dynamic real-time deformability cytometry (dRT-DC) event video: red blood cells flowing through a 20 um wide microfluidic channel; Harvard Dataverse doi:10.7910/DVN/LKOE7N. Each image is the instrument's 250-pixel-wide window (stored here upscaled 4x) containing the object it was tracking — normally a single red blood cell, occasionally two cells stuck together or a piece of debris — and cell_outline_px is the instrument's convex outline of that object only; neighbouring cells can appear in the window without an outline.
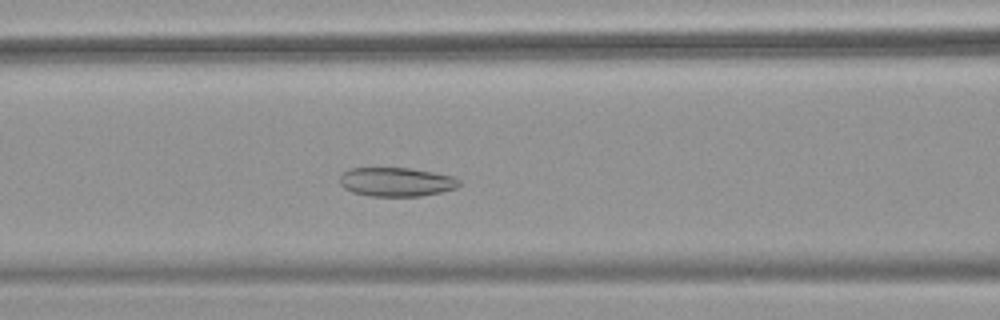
{"species": "common noctule bat (a hibernating species)", "species_latin": "Nyctalus noctula", "temperature_condition": "warm", "stored_images_in_passage": 50, "camera_frame_rate_fps": 3000, "um_per_image_px": 0.085, "animal": {"sex": "female", "body_mass_g": 18.4}, "frame": {"image": 1, "passage_image": 19, "time_ms": 6.0, "image_size_px": [1000, 320], "cell_outline_px": [[460, 184], [456, 188], [440, 192], [420, 196], [372, 196], [352, 192], [344, 188], [340, 184], [340, 176], [348, 168], [408, 168], [456, 176], [460, 180]], "centroid_in_image_um": [33.69, 15.46], "position_along_channel_um": 132.9, "area_um2": 20.17}}
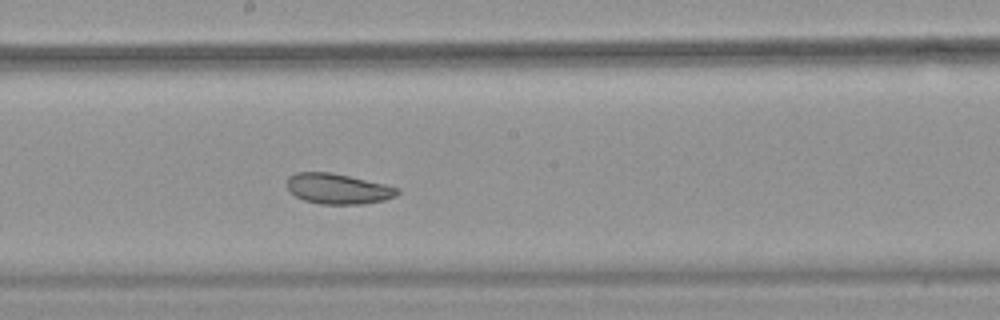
{"frame": {"image": 2, "passage_image": 26, "time_ms": 8.333, "image_size_px": [1000, 320], "cell_outline_px": [[400, 192], [396, 196], [384, 200], [364, 204], [320, 204], [304, 200], [296, 196], [288, 188], [288, 176], [296, 172], [332, 172], [384, 184], [400, 188]], "centroid_in_image_um": [28.75, 16.04], "position_along_channel_um": 219.5, "area_um2": 19.54}}
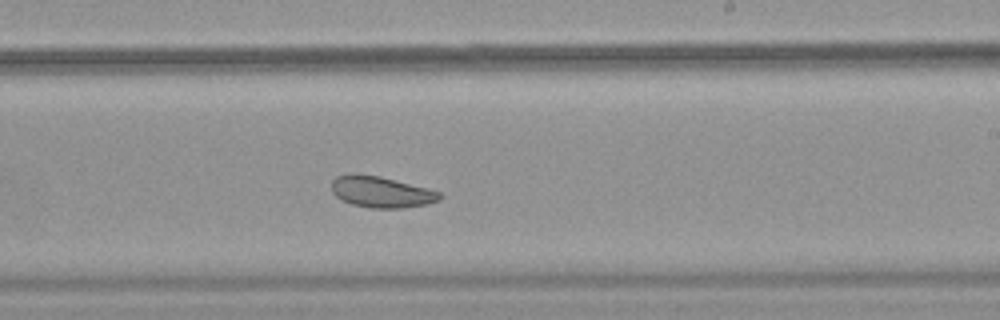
{"frame": {"image": 3, "passage_image": 29, "time_ms": 9.333, "image_size_px": [1000, 320], "cell_outline_px": [[444, 196], [440, 200], [428, 204], [404, 208], [372, 208], [352, 204], [340, 200], [332, 192], [332, 180], [336, 176], [348, 172], [356, 172], [380, 176], [428, 188], [440, 192]], "centroid_in_image_um": [32.39, 16.3], "position_along_channel_um": 256.6, "area_um2": 20.11}, "authors_computed_cell_mechanics": {"area_um2": 25.3453, "velocity_mm_per_s": 3.7274, "shape_relaxation_time_tau1_ms": null, "shape_relaxation_time_tau2_ms": 3.8461, "deformation_change_tau1": null, "deformation_change_tau2": 0.0887}}